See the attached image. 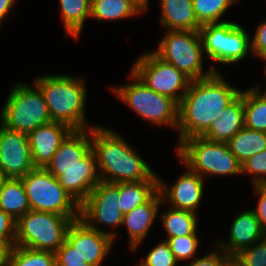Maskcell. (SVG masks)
<instances>
[{
    "mask_svg": "<svg viewBox=\"0 0 266 266\" xmlns=\"http://www.w3.org/2000/svg\"><path fill=\"white\" fill-rule=\"evenodd\" d=\"M240 92L224 81L217 71L209 77L191 81L178 104L179 143L201 136Z\"/></svg>",
    "mask_w": 266,
    "mask_h": 266,
    "instance_id": "6da1fadb",
    "label": "cell"
},
{
    "mask_svg": "<svg viewBox=\"0 0 266 266\" xmlns=\"http://www.w3.org/2000/svg\"><path fill=\"white\" fill-rule=\"evenodd\" d=\"M86 130H73L45 167L79 205L101 181V173H96L98 167L91 149V137L88 136L91 129L90 134Z\"/></svg>",
    "mask_w": 266,
    "mask_h": 266,
    "instance_id": "7a4b0ae2",
    "label": "cell"
},
{
    "mask_svg": "<svg viewBox=\"0 0 266 266\" xmlns=\"http://www.w3.org/2000/svg\"><path fill=\"white\" fill-rule=\"evenodd\" d=\"M91 149L95 155L101 181L129 183L147 181L154 173L130 145L113 131L91 127Z\"/></svg>",
    "mask_w": 266,
    "mask_h": 266,
    "instance_id": "3957f363",
    "label": "cell"
},
{
    "mask_svg": "<svg viewBox=\"0 0 266 266\" xmlns=\"http://www.w3.org/2000/svg\"><path fill=\"white\" fill-rule=\"evenodd\" d=\"M34 83L42 91L52 121L65 124L73 130L86 129V89L82 79L68 75H46Z\"/></svg>",
    "mask_w": 266,
    "mask_h": 266,
    "instance_id": "277c9868",
    "label": "cell"
},
{
    "mask_svg": "<svg viewBox=\"0 0 266 266\" xmlns=\"http://www.w3.org/2000/svg\"><path fill=\"white\" fill-rule=\"evenodd\" d=\"M78 218L29 210L16 220L15 245L55 252L66 239L69 224Z\"/></svg>",
    "mask_w": 266,
    "mask_h": 266,
    "instance_id": "5b68a950",
    "label": "cell"
},
{
    "mask_svg": "<svg viewBox=\"0 0 266 266\" xmlns=\"http://www.w3.org/2000/svg\"><path fill=\"white\" fill-rule=\"evenodd\" d=\"M179 145L177 154L181 161L201 177L206 173L216 176L241 174L242 164L230 151L227 143L196 136L184 140Z\"/></svg>",
    "mask_w": 266,
    "mask_h": 266,
    "instance_id": "8992f818",
    "label": "cell"
},
{
    "mask_svg": "<svg viewBox=\"0 0 266 266\" xmlns=\"http://www.w3.org/2000/svg\"><path fill=\"white\" fill-rule=\"evenodd\" d=\"M0 117L1 125L26 135L52 121L40 88L21 83L11 91Z\"/></svg>",
    "mask_w": 266,
    "mask_h": 266,
    "instance_id": "52a82bcc",
    "label": "cell"
},
{
    "mask_svg": "<svg viewBox=\"0 0 266 266\" xmlns=\"http://www.w3.org/2000/svg\"><path fill=\"white\" fill-rule=\"evenodd\" d=\"M31 210L80 216V205L46 168L35 167L21 178ZM75 210V211H74Z\"/></svg>",
    "mask_w": 266,
    "mask_h": 266,
    "instance_id": "ba28073f",
    "label": "cell"
},
{
    "mask_svg": "<svg viewBox=\"0 0 266 266\" xmlns=\"http://www.w3.org/2000/svg\"><path fill=\"white\" fill-rule=\"evenodd\" d=\"M167 32L154 52L157 56L175 66L192 81L209 77L216 72L213 65L208 72L204 73L202 70L203 46L199 30H170Z\"/></svg>",
    "mask_w": 266,
    "mask_h": 266,
    "instance_id": "9c48e42d",
    "label": "cell"
},
{
    "mask_svg": "<svg viewBox=\"0 0 266 266\" xmlns=\"http://www.w3.org/2000/svg\"><path fill=\"white\" fill-rule=\"evenodd\" d=\"M135 83L114 88V93L134 111L154 124L178 125V104L171 98L156 93L131 72Z\"/></svg>",
    "mask_w": 266,
    "mask_h": 266,
    "instance_id": "30bf717a",
    "label": "cell"
},
{
    "mask_svg": "<svg viewBox=\"0 0 266 266\" xmlns=\"http://www.w3.org/2000/svg\"><path fill=\"white\" fill-rule=\"evenodd\" d=\"M199 34L207 55L223 64L241 61L250 48L246 30L234 22L204 24L199 28Z\"/></svg>",
    "mask_w": 266,
    "mask_h": 266,
    "instance_id": "8fae6325",
    "label": "cell"
},
{
    "mask_svg": "<svg viewBox=\"0 0 266 266\" xmlns=\"http://www.w3.org/2000/svg\"><path fill=\"white\" fill-rule=\"evenodd\" d=\"M132 73L147 87L171 98L177 104L183 99L192 81L175 66L157 56L154 51L141 56L132 68ZM180 90L181 95H178L177 92Z\"/></svg>",
    "mask_w": 266,
    "mask_h": 266,
    "instance_id": "7c38bea8",
    "label": "cell"
},
{
    "mask_svg": "<svg viewBox=\"0 0 266 266\" xmlns=\"http://www.w3.org/2000/svg\"><path fill=\"white\" fill-rule=\"evenodd\" d=\"M119 183L100 181L80 205V219L100 231L95 224L120 225L124 214L120 210Z\"/></svg>",
    "mask_w": 266,
    "mask_h": 266,
    "instance_id": "4fadbf2b",
    "label": "cell"
},
{
    "mask_svg": "<svg viewBox=\"0 0 266 266\" xmlns=\"http://www.w3.org/2000/svg\"><path fill=\"white\" fill-rule=\"evenodd\" d=\"M35 166L28 135L0 127V169L6 178L21 179Z\"/></svg>",
    "mask_w": 266,
    "mask_h": 266,
    "instance_id": "5bb4252c",
    "label": "cell"
},
{
    "mask_svg": "<svg viewBox=\"0 0 266 266\" xmlns=\"http://www.w3.org/2000/svg\"><path fill=\"white\" fill-rule=\"evenodd\" d=\"M116 234L97 231L82 219L73 220L67 229L66 240L91 266H99L108 254Z\"/></svg>",
    "mask_w": 266,
    "mask_h": 266,
    "instance_id": "9a60e30c",
    "label": "cell"
},
{
    "mask_svg": "<svg viewBox=\"0 0 266 266\" xmlns=\"http://www.w3.org/2000/svg\"><path fill=\"white\" fill-rule=\"evenodd\" d=\"M72 131L69 126L54 121L35 128L28 135L34 166L45 168Z\"/></svg>",
    "mask_w": 266,
    "mask_h": 266,
    "instance_id": "2e32d148",
    "label": "cell"
},
{
    "mask_svg": "<svg viewBox=\"0 0 266 266\" xmlns=\"http://www.w3.org/2000/svg\"><path fill=\"white\" fill-rule=\"evenodd\" d=\"M203 186V177L188 167V171L179 176L170 189H166V184L162 183L159 179L158 190L162 198L167 195L172 206L171 208L196 213V209L202 198Z\"/></svg>",
    "mask_w": 266,
    "mask_h": 266,
    "instance_id": "e0dca14e",
    "label": "cell"
},
{
    "mask_svg": "<svg viewBox=\"0 0 266 266\" xmlns=\"http://www.w3.org/2000/svg\"><path fill=\"white\" fill-rule=\"evenodd\" d=\"M260 223L252 210L243 211L233 220L230 229L229 243L222 242L219 246L229 257H236L253 243L263 239Z\"/></svg>",
    "mask_w": 266,
    "mask_h": 266,
    "instance_id": "ac0fdd59",
    "label": "cell"
},
{
    "mask_svg": "<svg viewBox=\"0 0 266 266\" xmlns=\"http://www.w3.org/2000/svg\"><path fill=\"white\" fill-rule=\"evenodd\" d=\"M244 127L243 91L221 113L218 119L211 122L210 127L201 137L210 141L227 143Z\"/></svg>",
    "mask_w": 266,
    "mask_h": 266,
    "instance_id": "d6986e66",
    "label": "cell"
},
{
    "mask_svg": "<svg viewBox=\"0 0 266 266\" xmlns=\"http://www.w3.org/2000/svg\"><path fill=\"white\" fill-rule=\"evenodd\" d=\"M162 200L163 198L158 190L146 203L124 214L122 225L127 226L130 248L133 251L147 235Z\"/></svg>",
    "mask_w": 266,
    "mask_h": 266,
    "instance_id": "ffe728a7",
    "label": "cell"
},
{
    "mask_svg": "<svg viewBox=\"0 0 266 266\" xmlns=\"http://www.w3.org/2000/svg\"><path fill=\"white\" fill-rule=\"evenodd\" d=\"M161 24L170 30L197 31L202 26L196 19L192 0H161Z\"/></svg>",
    "mask_w": 266,
    "mask_h": 266,
    "instance_id": "44dd1931",
    "label": "cell"
},
{
    "mask_svg": "<svg viewBox=\"0 0 266 266\" xmlns=\"http://www.w3.org/2000/svg\"><path fill=\"white\" fill-rule=\"evenodd\" d=\"M159 189V178L152 175L147 181L119 183L120 210L123 214L146 203Z\"/></svg>",
    "mask_w": 266,
    "mask_h": 266,
    "instance_id": "7402d4cb",
    "label": "cell"
},
{
    "mask_svg": "<svg viewBox=\"0 0 266 266\" xmlns=\"http://www.w3.org/2000/svg\"><path fill=\"white\" fill-rule=\"evenodd\" d=\"M0 209L15 221L31 210L21 179L4 181L0 188Z\"/></svg>",
    "mask_w": 266,
    "mask_h": 266,
    "instance_id": "603a6c76",
    "label": "cell"
},
{
    "mask_svg": "<svg viewBox=\"0 0 266 266\" xmlns=\"http://www.w3.org/2000/svg\"><path fill=\"white\" fill-rule=\"evenodd\" d=\"M227 144L230 151L242 164L266 149V133L243 127Z\"/></svg>",
    "mask_w": 266,
    "mask_h": 266,
    "instance_id": "cb8c5ba5",
    "label": "cell"
},
{
    "mask_svg": "<svg viewBox=\"0 0 266 266\" xmlns=\"http://www.w3.org/2000/svg\"><path fill=\"white\" fill-rule=\"evenodd\" d=\"M244 127L266 133V93L259 87L243 92Z\"/></svg>",
    "mask_w": 266,
    "mask_h": 266,
    "instance_id": "d4e9b609",
    "label": "cell"
},
{
    "mask_svg": "<svg viewBox=\"0 0 266 266\" xmlns=\"http://www.w3.org/2000/svg\"><path fill=\"white\" fill-rule=\"evenodd\" d=\"M66 34L78 39L86 17L91 14V0H59Z\"/></svg>",
    "mask_w": 266,
    "mask_h": 266,
    "instance_id": "484cf974",
    "label": "cell"
},
{
    "mask_svg": "<svg viewBox=\"0 0 266 266\" xmlns=\"http://www.w3.org/2000/svg\"><path fill=\"white\" fill-rule=\"evenodd\" d=\"M163 225L168 233L167 240L172 237H182L196 233V213L188 210L171 208L162 214Z\"/></svg>",
    "mask_w": 266,
    "mask_h": 266,
    "instance_id": "4316f807",
    "label": "cell"
},
{
    "mask_svg": "<svg viewBox=\"0 0 266 266\" xmlns=\"http://www.w3.org/2000/svg\"><path fill=\"white\" fill-rule=\"evenodd\" d=\"M138 13L128 0H91L90 17L101 20H115Z\"/></svg>",
    "mask_w": 266,
    "mask_h": 266,
    "instance_id": "83f0119b",
    "label": "cell"
},
{
    "mask_svg": "<svg viewBox=\"0 0 266 266\" xmlns=\"http://www.w3.org/2000/svg\"><path fill=\"white\" fill-rule=\"evenodd\" d=\"M9 266H56L55 253L14 245Z\"/></svg>",
    "mask_w": 266,
    "mask_h": 266,
    "instance_id": "f1b7e54d",
    "label": "cell"
},
{
    "mask_svg": "<svg viewBox=\"0 0 266 266\" xmlns=\"http://www.w3.org/2000/svg\"><path fill=\"white\" fill-rule=\"evenodd\" d=\"M237 0H192L197 21L201 24L222 23L218 21L223 13ZM218 21V22H217Z\"/></svg>",
    "mask_w": 266,
    "mask_h": 266,
    "instance_id": "f546056e",
    "label": "cell"
},
{
    "mask_svg": "<svg viewBox=\"0 0 266 266\" xmlns=\"http://www.w3.org/2000/svg\"><path fill=\"white\" fill-rule=\"evenodd\" d=\"M166 241L168 242L171 252L177 262L179 260H188L191 258L199 245L196 233L182 237H172Z\"/></svg>",
    "mask_w": 266,
    "mask_h": 266,
    "instance_id": "4dcf8cb0",
    "label": "cell"
},
{
    "mask_svg": "<svg viewBox=\"0 0 266 266\" xmlns=\"http://www.w3.org/2000/svg\"><path fill=\"white\" fill-rule=\"evenodd\" d=\"M177 263L168 242L165 240L156 245L146 259L140 262L139 266H176Z\"/></svg>",
    "mask_w": 266,
    "mask_h": 266,
    "instance_id": "1f68e13d",
    "label": "cell"
},
{
    "mask_svg": "<svg viewBox=\"0 0 266 266\" xmlns=\"http://www.w3.org/2000/svg\"><path fill=\"white\" fill-rule=\"evenodd\" d=\"M241 173L254 175L253 182L255 186L266 185V177L264 176V174L266 175V149L242 163Z\"/></svg>",
    "mask_w": 266,
    "mask_h": 266,
    "instance_id": "d6a6232c",
    "label": "cell"
},
{
    "mask_svg": "<svg viewBox=\"0 0 266 266\" xmlns=\"http://www.w3.org/2000/svg\"><path fill=\"white\" fill-rule=\"evenodd\" d=\"M54 253L56 266H91L66 239Z\"/></svg>",
    "mask_w": 266,
    "mask_h": 266,
    "instance_id": "836d02e7",
    "label": "cell"
},
{
    "mask_svg": "<svg viewBox=\"0 0 266 266\" xmlns=\"http://www.w3.org/2000/svg\"><path fill=\"white\" fill-rule=\"evenodd\" d=\"M236 258L243 266H266V237L259 244L243 250Z\"/></svg>",
    "mask_w": 266,
    "mask_h": 266,
    "instance_id": "e575fe53",
    "label": "cell"
},
{
    "mask_svg": "<svg viewBox=\"0 0 266 266\" xmlns=\"http://www.w3.org/2000/svg\"><path fill=\"white\" fill-rule=\"evenodd\" d=\"M16 221L0 209V241L15 242Z\"/></svg>",
    "mask_w": 266,
    "mask_h": 266,
    "instance_id": "d590c367",
    "label": "cell"
},
{
    "mask_svg": "<svg viewBox=\"0 0 266 266\" xmlns=\"http://www.w3.org/2000/svg\"><path fill=\"white\" fill-rule=\"evenodd\" d=\"M250 48L255 55L266 61V21L257 28Z\"/></svg>",
    "mask_w": 266,
    "mask_h": 266,
    "instance_id": "8d00e7d4",
    "label": "cell"
},
{
    "mask_svg": "<svg viewBox=\"0 0 266 266\" xmlns=\"http://www.w3.org/2000/svg\"><path fill=\"white\" fill-rule=\"evenodd\" d=\"M255 188V192L260 194V198L256 210L252 209V211L260 223L264 237H266V185L255 186Z\"/></svg>",
    "mask_w": 266,
    "mask_h": 266,
    "instance_id": "74e56055",
    "label": "cell"
},
{
    "mask_svg": "<svg viewBox=\"0 0 266 266\" xmlns=\"http://www.w3.org/2000/svg\"><path fill=\"white\" fill-rule=\"evenodd\" d=\"M225 253L220 256L216 253H210L202 258L193 261L190 265L185 266H225L226 262L230 259Z\"/></svg>",
    "mask_w": 266,
    "mask_h": 266,
    "instance_id": "f35d334b",
    "label": "cell"
},
{
    "mask_svg": "<svg viewBox=\"0 0 266 266\" xmlns=\"http://www.w3.org/2000/svg\"><path fill=\"white\" fill-rule=\"evenodd\" d=\"M15 242L0 241V266H9L10 255Z\"/></svg>",
    "mask_w": 266,
    "mask_h": 266,
    "instance_id": "ab89813d",
    "label": "cell"
},
{
    "mask_svg": "<svg viewBox=\"0 0 266 266\" xmlns=\"http://www.w3.org/2000/svg\"><path fill=\"white\" fill-rule=\"evenodd\" d=\"M14 2H16V0H0V23L8 14Z\"/></svg>",
    "mask_w": 266,
    "mask_h": 266,
    "instance_id": "60d3db41",
    "label": "cell"
},
{
    "mask_svg": "<svg viewBox=\"0 0 266 266\" xmlns=\"http://www.w3.org/2000/svg\"><path fill=\"white\" fill-rule=\"evenodd\" d=\"M128 1L134 8H136L138 12L147 9L148 0H128Z\"/></svg>",
    "mask_w": 266,
    "mask_h": 266,
    "instance_id": "b9f144b4",
    "label": "cell"
},
{
    "mask_svg": "<svg viewBox=\"0 0 266 266\" xmlns=\"http://www.w3.org/2000/svg\"><path fill=\"white\" fill-rule=\"evenodd\" d=\"M225 266H243V264L236 257H231L226 262V265Z\"/></svg>",
    "mask_w": 266,
    "mask_h": 266,
    "instance_id": "7bdbcfd3",
    "label": "cell"
},
{
    "mask_svg": "<svg viewBox=\"0 0 266 266\" xmlns=\"http://www.w3.org/2000/svg\"><path fill=\"white\" fill-rule=\"evenodd\" d=\"M7 178L5 177L3 171L0 169V188L2 187V184Z\"/></svg>",
    "mask_w": 266,
    "mask_h": 266,
    "instance_id": "ee69618b",
    "label": "cell"
}]
</instances>
